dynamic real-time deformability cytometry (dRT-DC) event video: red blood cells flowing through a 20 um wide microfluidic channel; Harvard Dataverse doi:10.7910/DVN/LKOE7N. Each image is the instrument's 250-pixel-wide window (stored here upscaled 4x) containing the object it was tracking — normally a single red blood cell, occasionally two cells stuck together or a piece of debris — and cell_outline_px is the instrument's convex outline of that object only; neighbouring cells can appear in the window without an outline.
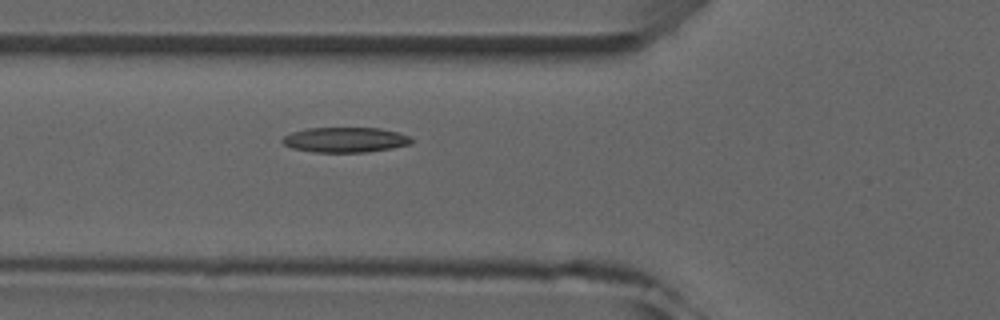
{"species": "common noctule bat (a hibernating species)", "species_latin": "Nyctalus noctula", "temperature_condition": "room temperature", "stored_images_in_passage": 6, "camera_frame_rate_fps": 3000, "um_per_image_px": 0.085, "animal": {"sex": "male", "forearm_length_mm": 52.5}, "frame": {"image": 1, "passage_image": 6, "time_ms": 7.333, "image_size_px": [1000, 320], "cell_outline_px": [[412, 144], [392, 148], [364, 152], [312, 152], [292, 148], [284, 144], [280, 140], [284, 136], [292, 132], [308, 128], [380, 128], [396, 132], [408, 136], [412, 140]], "centroid_in_image_um": [29.32, 11.88], "position_along_channel_um": 96.5, "area_um2": 18.79}}